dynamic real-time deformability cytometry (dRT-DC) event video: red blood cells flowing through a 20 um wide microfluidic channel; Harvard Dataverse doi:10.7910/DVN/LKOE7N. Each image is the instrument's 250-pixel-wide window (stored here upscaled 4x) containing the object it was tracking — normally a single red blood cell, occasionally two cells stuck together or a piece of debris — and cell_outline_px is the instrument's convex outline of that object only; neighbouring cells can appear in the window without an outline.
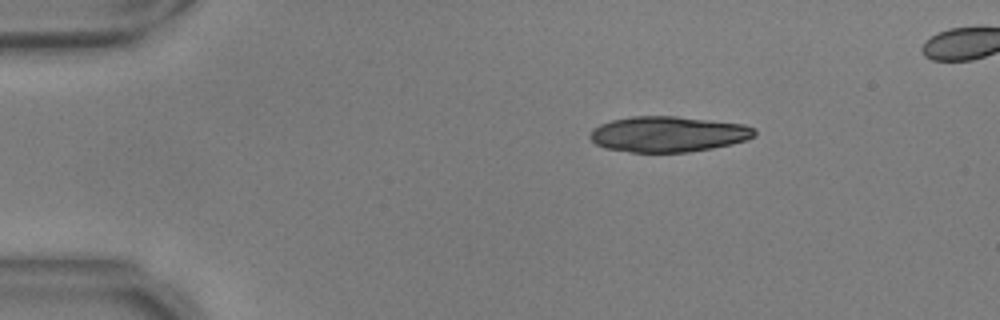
{"species": "common noctule bat (a hibernating species)", "species_latin": "Nyctalus noctula", "temperature_condition": "warm", "stored_images_in_passage": 45, "camera_frame_rate_fps": 3000, "um_per_image_px": 0.085, "animal": {"sex": "male", "body_mass_g": 17.9, "forearm_length_mm": 54.2}, "frame": {"image": 1, "passage_image": 1, "time_ms": 0.0, "image_size_px": [1000, 320], "cell_outline_px": [[756, 136], [748, 140], [732, 144], [712, 148], [688, 152], [632, 152], [604, 148], [596, 144], [588, 136], [592, 128], [600, 124], [612, 120], [632, 116], [676, 116], [744, 124], [752, 128], [756, 132]], "centroid_in_image_um": [56.78, 11.4], "position_along_channel_um": 28.2, "area_um2": 34.28}}